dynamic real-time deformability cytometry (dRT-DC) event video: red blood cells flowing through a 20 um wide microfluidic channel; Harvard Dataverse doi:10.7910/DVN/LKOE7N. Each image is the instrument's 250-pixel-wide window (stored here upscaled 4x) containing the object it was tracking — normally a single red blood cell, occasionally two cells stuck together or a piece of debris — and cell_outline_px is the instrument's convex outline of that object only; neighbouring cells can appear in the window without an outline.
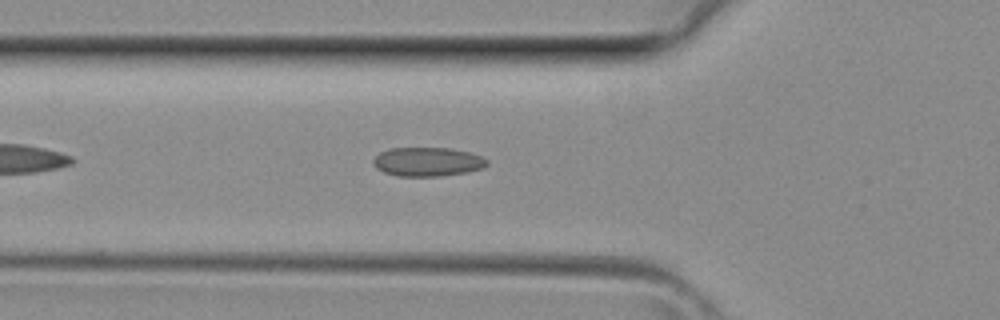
{"species": "common noctule bat (a hibernating species)", "species_latin": "Nyctalus noctula", "temperature_condition": "room temperature", "stored_images_in_passage": 26, "camera_frame_rate_fps": 3000, "um_per_image_px": 0.085, "animal": {"sex": "female", "body_mass_g": 29.2, "forearm_length_mm": 56.3}, "frame": {"image": 1, "passage_image": 5, "time_ms": 1.333, "image_size_px": [1000, 320], "cell_outline_px": [[488, 164], [484, 168], [468, 172], [440, 176], [396, 176], [384, 172], [376, 168], [372, 160], [380, 152], [388, 148], [452, 148], [468, 152], [480, 156], [488, 160]], "centroid_in_image_um": [36.34, 13.75], "position_along_channel_um": 89.5, "area_um2": 19.31}}
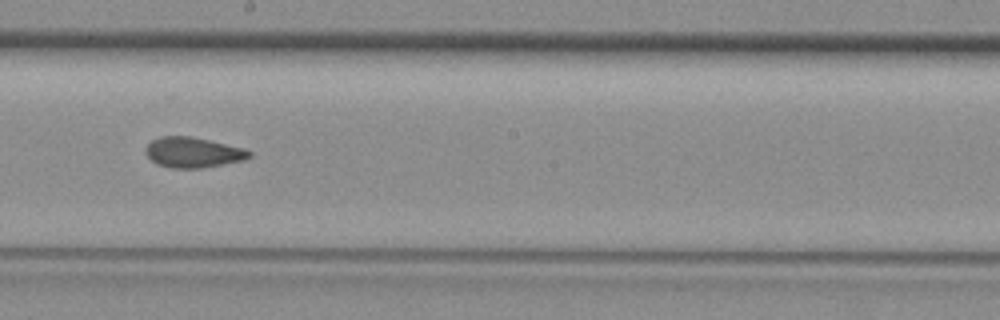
{"frame": {"image": 2, "passage_image": 13, "time_ms": 4.0, "image_size_px": [1000, 320], "cell_outline_px": [[252, 156], [240, 160], [200, 168], [172, 168], [156, 164], [144, 152], [144, 148], [152, 140], [160, 136], [188, 136], [208, 140], [244, 148], [252, 152]], "centroid_in_image_um": [16.35, 12.95], "position_along_channel_um": 231.8, "area_um2": 18.09}}
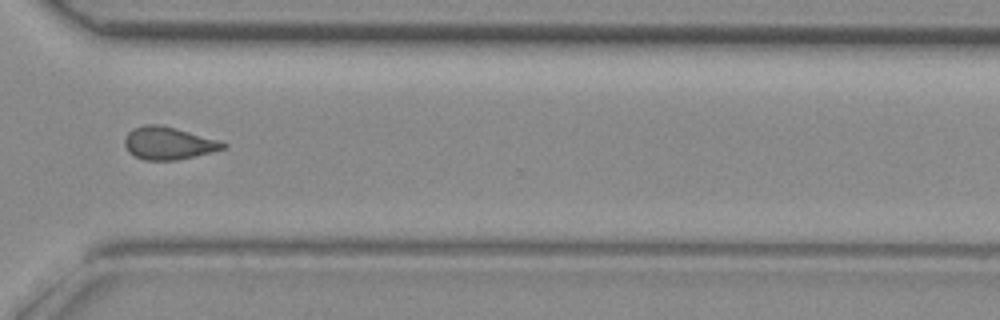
{"frame": {"image": 3, "passage_image": 20, "time_ms": 6.333, "image_size_px": [1000, 320], "cell_outline_px": [[228, 144], [224, 148], [176, 160], [144, 160], [128, 152], [124, 144], [124, 140], [128, 132], [132, 128], [144, 124], [160, 124], [176, 128], [220, 140]], "centroid_in_image_um": [14.27, 12.15], "position_along_channel_um": 356.3, "area_um2": 18.61}}